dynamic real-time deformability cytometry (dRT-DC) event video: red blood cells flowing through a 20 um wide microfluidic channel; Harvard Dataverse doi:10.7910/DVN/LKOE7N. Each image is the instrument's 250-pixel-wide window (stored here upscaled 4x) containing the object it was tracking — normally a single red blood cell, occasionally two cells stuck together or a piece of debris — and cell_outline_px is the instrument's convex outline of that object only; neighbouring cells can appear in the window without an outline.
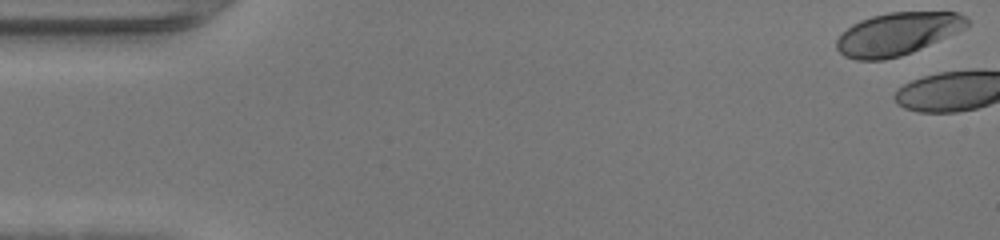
{"species": "human", "species_latin": "Homo sapiens", "temperature_condition": "warm", "stored_images_in_passage": 4, "camera_frame_rate_fps": 3000, "um_per_image_px": 0.085, "donor": {"sex": "female"}, "frame": {"image": 1, "passage_image": 1, "time_ms": 0.0, "image_size_px": [1000, 240], "cell_outline_px": [[968, 24], [964, 28], [956, 32], [912, 52], [900, 56], [884, 60], [856, 60], [844, 56], [836, 48], [836, 40], [852, 24], [860, 20], [872, 16], [888, 12], [956, 12], [964, 16], [968, 20]], "centroid_in_image_um": [76.24, 2.88], "position_along_channel_um": 8.8, "area_um2": 32.02}}